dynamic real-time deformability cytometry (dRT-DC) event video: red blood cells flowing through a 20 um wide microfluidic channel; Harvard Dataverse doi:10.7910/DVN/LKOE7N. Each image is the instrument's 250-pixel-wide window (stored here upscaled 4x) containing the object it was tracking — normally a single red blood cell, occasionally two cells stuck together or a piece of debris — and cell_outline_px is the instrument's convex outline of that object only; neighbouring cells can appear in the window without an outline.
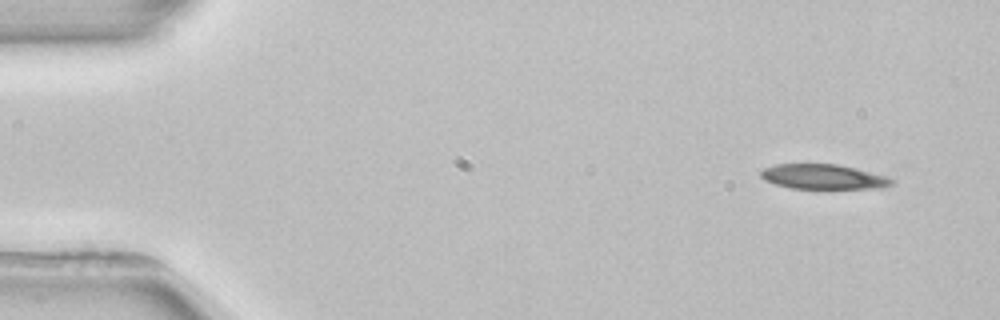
{"species": "common noctule bat (a hibernating species)", "species_latin": "Nyctalus noctula", "temperature_condition": "room temperature", "stored_images_in_passage": 4, "camera_frame_rate_fps": 3000, "um_per_image_px": 0.085, "animal": {"sex": "female", "body_mass_g": 22.7, "forearm_length_mm": 54.2}, "frame": {"image": 1, "passage_image": 1, "time_ms": 0.0, "image_size_px": [1000, 320], "cell_outline_px": [[896, 180], [892, 184], [880, 188], [792, 188], [776, 184], [764, 180], [760, 176], [760, 172], [764, 168], [776, 164], [836, 164], [856, 168], [884, 176]], "centroid_in_image_um": [69.96, 15.02], "position_along_channel_um": 15.0, "area_um2": 18.73}}
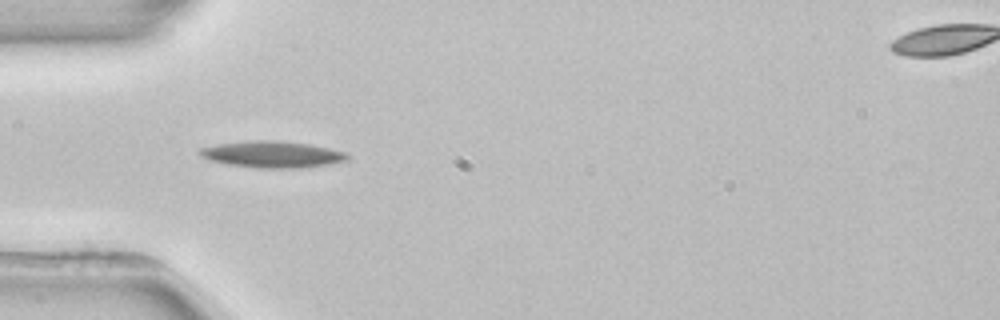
{"frame": {"image": 2, "passage_image": 4, "time_ms": 4.0, "image_size_px": [1000, 320], "cell_outline_px": [[352, 156], [348, 160], [328, 164], [300, 168], [256, 168], [228, 164], [208, 160], [200, 156], [200, 148], [216, 144], [260, 140], [272, 140], [308, 144], [348, 152]], "centroid_in_image_um": [23.17, 13.13], "position_along_channel_um": 61.8, "area_um2": 22.77}}